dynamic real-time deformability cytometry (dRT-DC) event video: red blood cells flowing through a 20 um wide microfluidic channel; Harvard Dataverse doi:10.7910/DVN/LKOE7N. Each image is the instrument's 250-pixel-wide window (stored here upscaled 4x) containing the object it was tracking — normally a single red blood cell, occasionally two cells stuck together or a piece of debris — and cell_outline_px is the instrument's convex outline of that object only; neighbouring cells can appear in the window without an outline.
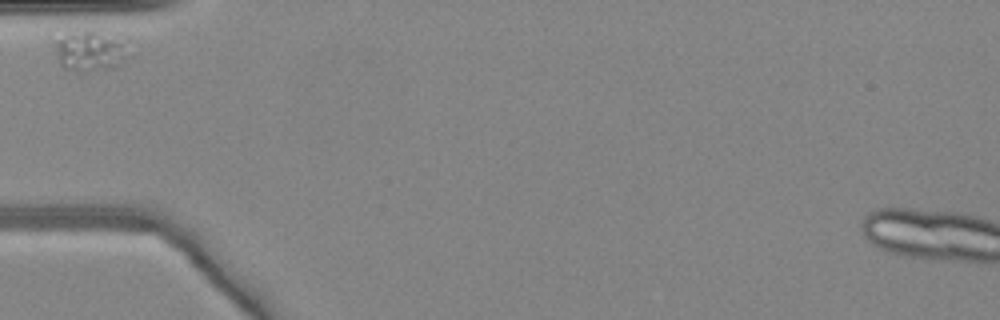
{"species": "common noctule bat (a hibernating species)", "species_latin": "Nyctalus noctula", "temperature_condition": "warm", "stored_images_in_passage": 13, "camera_frame_rate_fps": 3000, "um_per_image_px": 0.085, "animal": {"sex": "female", "body_mass_g": 24.6, "forearm_length_mm": 56.2}, "frame": {"image": 1, "passage_image": 1, "time_ms": 0.0, "image_size_px": [1000, 320], "cell_outline_px": [[132, 40], [128, 56], [124, 60], [108, 68], [88, 72], [76, 72], [64, 68], [60, 64], [48, 36], [68, 28], [96, 28], [132, 36]], "centroid_in_image_um": [7.64, 4.13], "position_along_channel_um": 77.4, "area_um2": 20.52}}
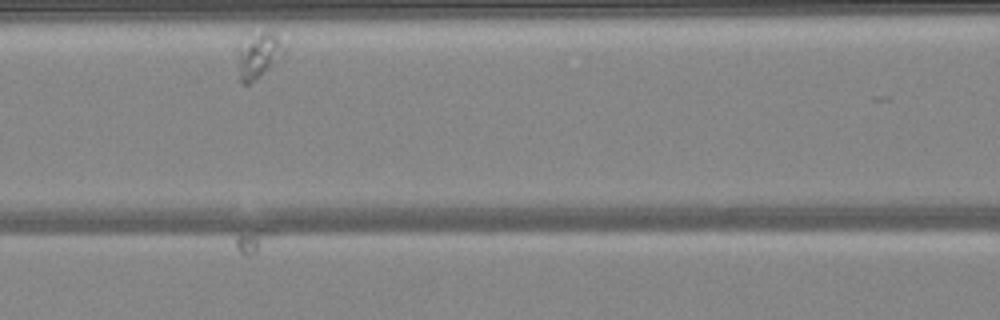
{"frame": {"image": 2, "passage_image": 7, "time_ms": 2.0, "image_size_px": [1000, 320], "cell_outline_px": [[292, 44], [260, 76], [248, 84], [244, 84], [240, 80], [236, 40], [272, 28]], "centroid_in_image_um": [22.03, 4.54], "position_along_channel_um": 144.6, "area_um2": 13.29}}
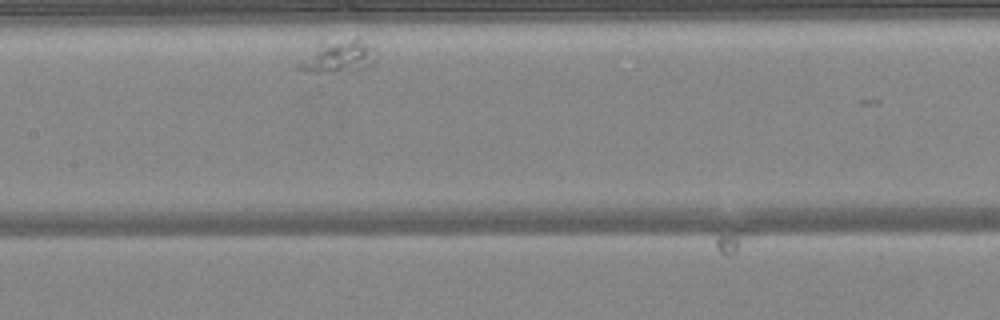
{"frame": {"image": 3, "passage_image": 10, "time_ms": 3.0, "image_size_px": [1000, 320], "cell_outline_px": [[372, 64], [356, 72], [304, 72], [296, 68], [296, 64], [300, 60], [320, 44], [356, 36], [368, 44], [372, 48]], "centroid_in_image_um": [28.72, 4.83], "position_along_channel_um": 178.7, "area_um2": 14.45}}